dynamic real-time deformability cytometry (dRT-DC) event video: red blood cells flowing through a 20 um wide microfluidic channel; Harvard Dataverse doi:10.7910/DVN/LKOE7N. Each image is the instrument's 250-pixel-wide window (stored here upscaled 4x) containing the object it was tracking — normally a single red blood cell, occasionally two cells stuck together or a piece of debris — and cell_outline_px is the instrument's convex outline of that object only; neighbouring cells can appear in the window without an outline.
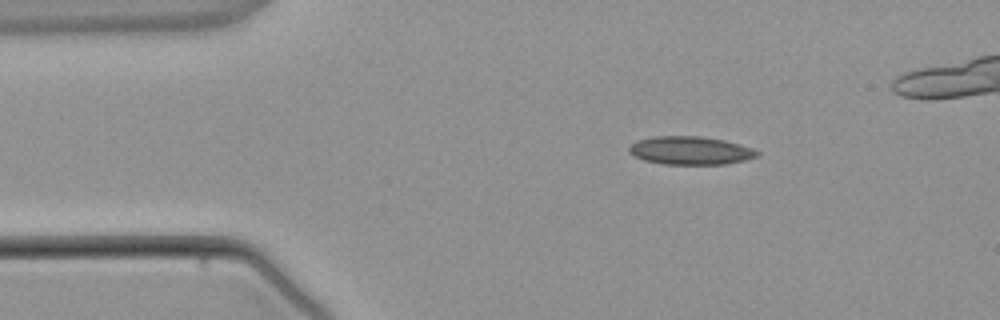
{"species": "common noctule bat (a hibernating species)", "species_latin": "Nyctalus noctula", "temperature_condition": "warm", "stored_images_in_passage": 3, "camera_frame_rate_fps": 3000, "um_per_image_px": 0.085, "animal": {"sex": "male", "body_mass_g": 21.5, "forearm_length_mm": 52.0}, "frame": {"image": 1, "passage_image": 1, "time_ms": 0.0, "image_size_px": [1000, 320], "cell_outline_px": [[760, 156], [744, 160], [724, 164], [664, 164], [644, 160], [628, 152], [628, 148], [636, 140], [656, 136], [700, 136], [724, 140], [740, 144], [752, 148], [760, 152]], "centroid_in_image_um": [58.7, 12.79], "position_along_channel_um": 26.3, "area_um2": 21.04}}